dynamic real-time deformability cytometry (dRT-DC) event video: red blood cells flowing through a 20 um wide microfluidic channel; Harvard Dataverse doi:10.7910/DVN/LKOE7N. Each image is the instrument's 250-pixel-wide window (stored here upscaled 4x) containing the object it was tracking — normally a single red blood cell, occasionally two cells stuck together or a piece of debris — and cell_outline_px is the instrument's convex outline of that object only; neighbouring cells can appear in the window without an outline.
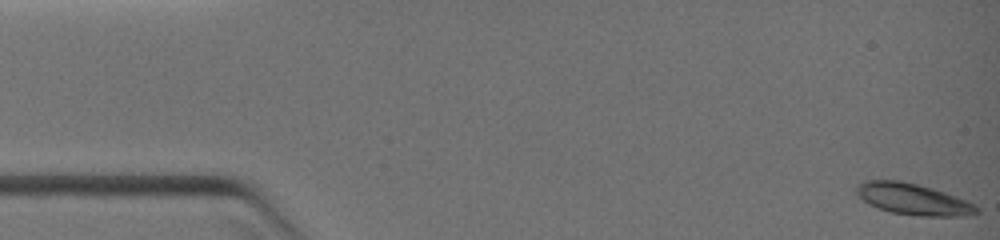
{"species": "common noctule bat (a hibernating species)", "species_latin": "Nyctalus noctula", "temperature_condition": "warm", "stored_images_in_passage": 6, "camera_frame_rate_fps": 3000, "um_per_image_px": 0.085, "animal": {"sex": "female", "body_mass_g": 19.0, "forearm_length_mm": 51.5}, "frame": {"image": 1, "passage_image": 1, "time_ms": 0.0, "image_size_px": [1000, 240], "cell_outline_px": [[980, 212], [964, 216], [920, 216], [892, 212], [876, 208], [868, 204], [856, 192], [856, 188], [864, 180], [900, 180], [932, 188], [968, 200], [976, 204], [980, 208]], "centroid_in_image_um": [77.66, 16.93], "position_along_channel_um": 7.3, "area_um2": 21.96}}
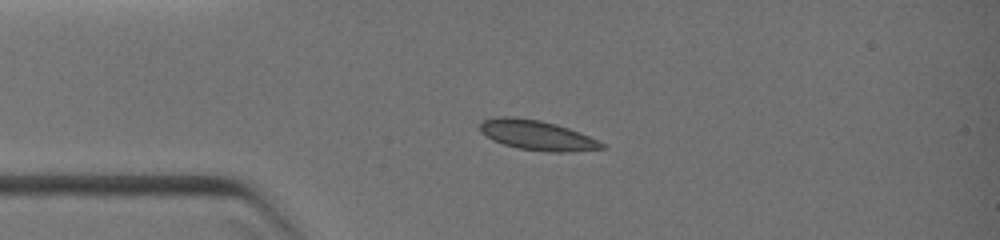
{"frame": {"image": 2, "passage_image": 5, "time_ms": 2.667, "image_size_px": [1000, 240], "cell_outline_px": [[608, 148], [572, 152], [552, 152], [520, 148], [504, 144], [492, 140], [480, 132], [480, 124], [484, 120], [496, 116], [516, 116], [540, 120], [556, 124], [580, 132], [608, 144]], "centroid_in_image_um": [45.7, 11.49], "position_along_channel_um": 39.3, "area_um2": 21.44}}